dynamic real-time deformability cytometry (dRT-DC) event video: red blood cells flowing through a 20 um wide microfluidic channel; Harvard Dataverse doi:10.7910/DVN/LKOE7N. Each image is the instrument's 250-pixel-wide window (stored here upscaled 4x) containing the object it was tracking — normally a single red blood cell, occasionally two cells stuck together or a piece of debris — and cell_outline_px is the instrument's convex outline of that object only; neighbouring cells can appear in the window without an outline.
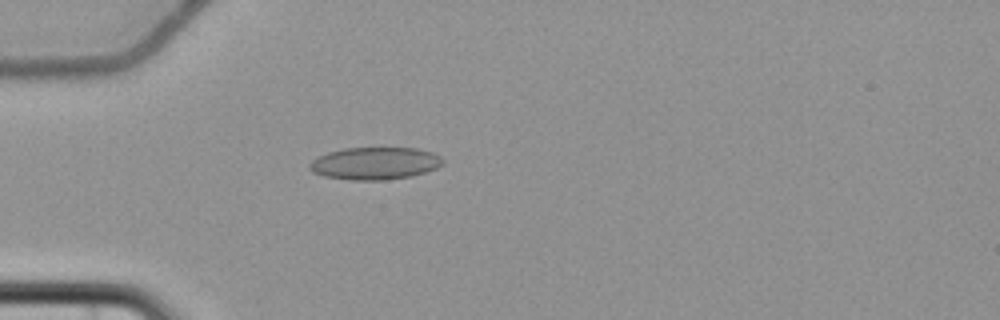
{"species": "common noctule bat (a hibernating species)", "species_latin": "Nyctalus noctula", "temperature_condition": "cold", "stored_images_in_passage": 1, "camera_frame_rate_fps": 3000, "um_per_image_px": 0.085, "animal": {"sex": "female", "body_mass_g": 22.7, "forearm_length_mm": 54.2}, "frame": {"image": 1, "passage_image": 1, "time_ms": 0.0, "image_size_px": [1000, 320], "cell_outline_px": [[444, 164], [436, 168], [412, 176], [384, 180], [352, 180], [324, 176], [312, 172], [308, 168], [308, 164], [312, 160], [328, 152], [344, 148], [416, 148], [432, 152], [440, 156], [444, 160]], "centroid_in_image_um": [31.87, 13.88], "position_along_channel_um": 53.1, "area_um2": 25.2}}